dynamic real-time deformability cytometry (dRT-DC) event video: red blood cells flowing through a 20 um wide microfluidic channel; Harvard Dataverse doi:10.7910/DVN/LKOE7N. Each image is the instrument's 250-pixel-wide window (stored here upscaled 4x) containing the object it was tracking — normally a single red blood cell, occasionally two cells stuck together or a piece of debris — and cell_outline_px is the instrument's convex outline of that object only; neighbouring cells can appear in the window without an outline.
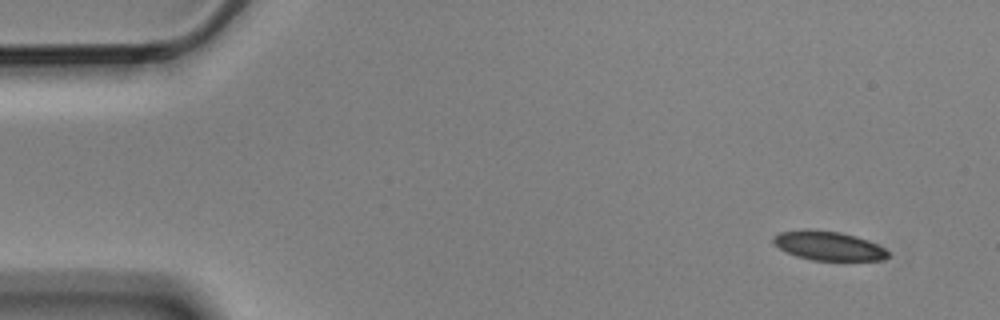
{"species": "Egyptian fruit bat (a non-hibernating species)", "species_latin": "Rousettus aegyptiacus", "temperature_condition": "cold", "stored_images_in_passage": 10, "camera_frame_rate_fps": 3000, "um_per_image_px": 0.085, "animal": {"sex": "male"}, "frame": {"image": 1, "passage_image": 1, "time_ms": 0.0, "image_size_px": [1000, 320], "cell_outline_px": [[892, 256], [884, 260], [812, 260], [796, 256], [780, 248], [772, 240], [772, 236], [780, 232], [840, 232], [856, 236], [868, 240], [892, 252]], "centroid_in_image_um": [70.54, 20.94], "position_along_channel_um": 14.5, "area_um2": 18.79}}
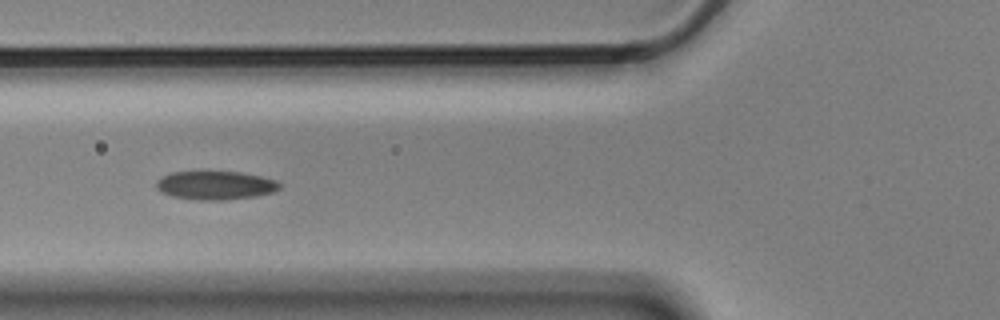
{"frame": {"image": 2, "passage_image": 6, "time_ms": 1.667, "image_size_px": [1000, 320], "cell_outline_px": [[280, 188], [272, 192], [256, 196], [224, 200], [200, 200], [172, 196], [156, 188], [156, 180], [172, 172], [240, 172], [260, 176], [276, 180], [280, 184]], "centroid_in_image_um": [18.32, 15.75], "position_along_channel_um": 107.5, "area_um2": 20.29}}
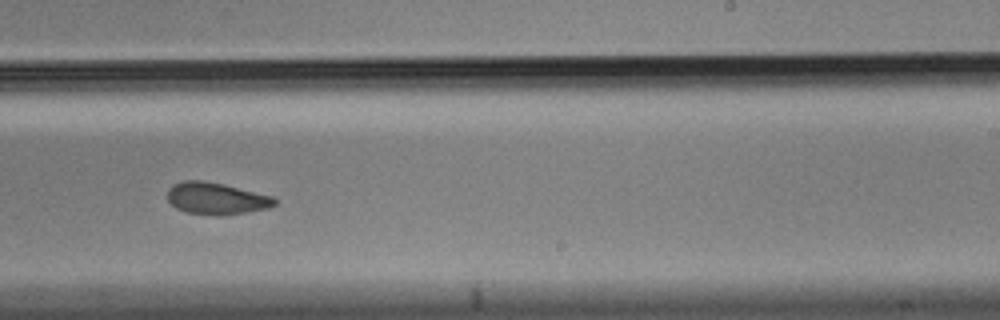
{"frame": {"image": 3, "passage_image": 10, "time_ms": 3.0, "image_size_px": [1000, 320], "cell_outline_px": [[276, 204], [268, 208], [244, 212], [188, 212], [176, 208], [168, 200], [168, 188], [172, 184], [184, 180], [204, 180], [224, 184], [272, 196], [276, 200]], "centroid_in_image_um": [18.35, 16.8], "position_along_channel_um": 270.6, "area_um2": 19.02}}